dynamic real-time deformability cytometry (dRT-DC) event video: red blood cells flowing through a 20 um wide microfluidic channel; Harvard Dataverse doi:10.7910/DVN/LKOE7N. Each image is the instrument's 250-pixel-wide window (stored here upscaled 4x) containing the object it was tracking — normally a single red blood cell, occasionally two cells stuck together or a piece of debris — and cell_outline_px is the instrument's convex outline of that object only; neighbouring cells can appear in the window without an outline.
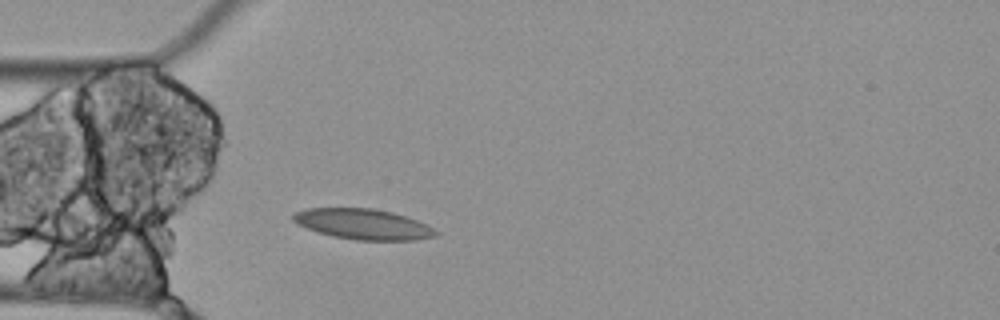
{"species": "Egyptian fruit bat (a non-hibernating species)", "species_latin": "Rousettus aegyptiacus", "temperature_condition": "cold", "stored_images_in_passage": 3, "camera_frame_rate_fps": 3000, "um_per_image_px": 0.085, "animal": {"sex": "female"}, "frame": {"image": 1, "passage_image": 3, "time_ms": 0.667, "image_size_px": [1000, 320], "cell_outline_px": [[440, 232], [436, 236], [416, 240], [356, 240], [332, 236], [316, 232], [296, 224], [292, 220], [292, 212], [308, 208], [372, 208], [392, 212], [428, 224]], "centroid_in_image_um": [30.84, 19.05], "position_along_channel_um": 54.2, "area_um2": 25.61}}